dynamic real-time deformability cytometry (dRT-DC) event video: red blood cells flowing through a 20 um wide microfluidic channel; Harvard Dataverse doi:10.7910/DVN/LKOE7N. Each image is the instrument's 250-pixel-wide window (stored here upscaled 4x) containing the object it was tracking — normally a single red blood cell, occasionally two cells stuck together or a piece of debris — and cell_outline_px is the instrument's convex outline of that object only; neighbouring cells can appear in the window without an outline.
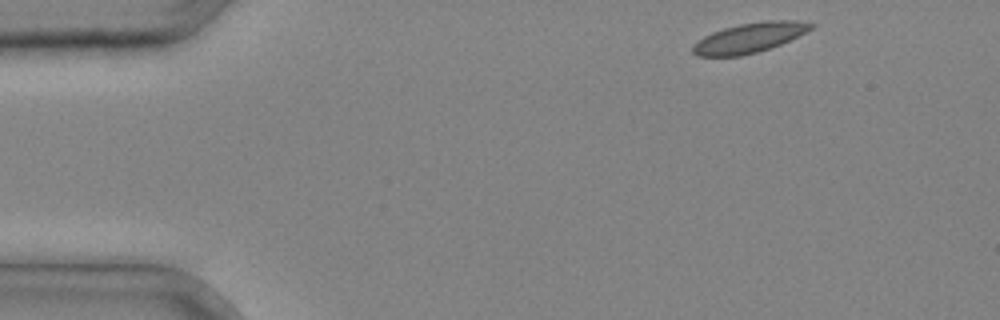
{"species": "common noctule bat (a hibernating species)", "species_latin": "Nyctalus noctula", "temperature_condition": "cold", "stored_images_in_passage": 30, "camera_frame_rate_fps": 3000, "um_per_image_px": 0.085, "animal": {"sex": "male", "body_mass_g": 20.4}, "frame": {"image": 1, "passage_image": 1, "time_ms": 0.0, "image_size_px": [1000, 320], "cell_outline_px": [[816, 24], [812, 28], [780, 44], [756, 52], [740, 56], [696, 56], [692, 52], [692, 48], [704, 36], [712, 32], [724, 28], [740, 24], [764, 20], [796, 20]], "centroid_in_image_um": [63.69, 3.2], "position_along_channel_um": 21.3, "area_um2": 20.17}}
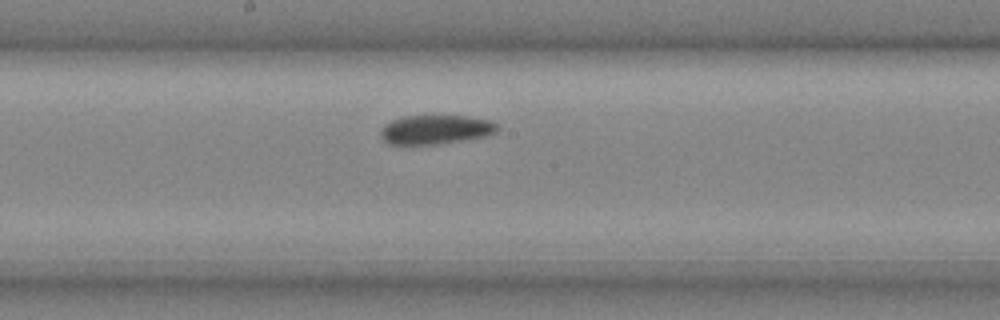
{"frame": {"image": 2, "passage_image": 17, "time_ms": 5.333, "image_size_px": [1000, 320], "cell_outline_px": [[500, 128], [496, 132], [484, 136], [464, 140], [436, 144], [388, 144], [380, 136], [380, 132], [384, 124], [392, 120], [404, 116], [468, 116], [488, 120], [496, 124]], "centroid_in_image_um": [37.01, 11.01], "position_along_channel_um": 211.2, "area_um2": 19.71}}
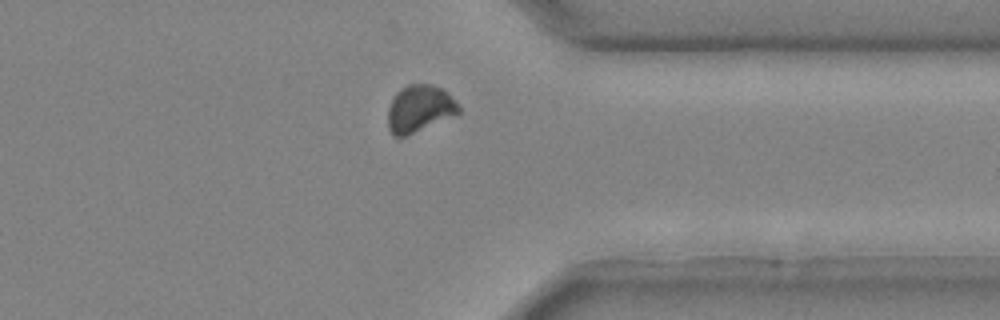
{"frame": {"image": 3, "passage_image": 27, "time_ms": 8.667, "image_size_px": [1000, 320], "cell_outline_px": [[460, 112], [456, 116], [404, 136], [396, 136], [388, 128], [388, 108], [396, 92], [400, 88], [408, 84], [432, 84], [448, 92], [456, 100], [460, 108]], "centroid_in_image_um": [35.69, 9.21], "position_along_channel_um": 375.7, "area_um2": 19.48}}